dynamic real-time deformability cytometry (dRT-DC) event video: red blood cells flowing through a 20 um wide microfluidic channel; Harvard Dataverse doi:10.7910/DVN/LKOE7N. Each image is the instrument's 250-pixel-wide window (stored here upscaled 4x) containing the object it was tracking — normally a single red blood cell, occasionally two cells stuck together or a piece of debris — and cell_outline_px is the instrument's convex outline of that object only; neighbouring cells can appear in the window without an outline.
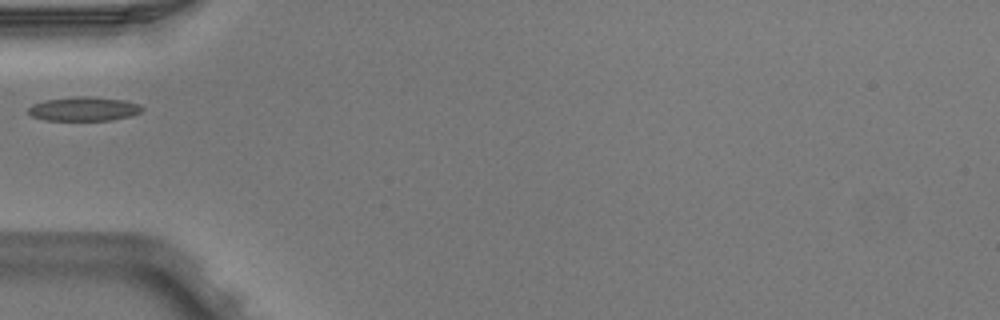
{"species": "Egyptian fruit bat (a non-hibernating species)", "species_latin": "Rousettus aegyptiacus", "temperature_condition": "warm", "stored_images_in_passage": 1, "camera_frame_rate_fps": 3000, "um_per_image_px": 0.085, "animal": {"sex": "male"}, "frame": {"image": 1, "passage_image": 1, "time_ms": 0.0, "image_size_px": [1000, 320], "cell_outline_px": [[144, 108], [140, 112], [132, 116], [112, 120], [44, 120], [32, 116], [28, 112], [28, 108], [32, 104], [44, 100], [76, 96], [92, 96], [124, 100], [140, 104]], "centroid_in_image_um": [7.14, 9.25], "position_along_channel_um": 77.9, "area_um2": 16.13}}